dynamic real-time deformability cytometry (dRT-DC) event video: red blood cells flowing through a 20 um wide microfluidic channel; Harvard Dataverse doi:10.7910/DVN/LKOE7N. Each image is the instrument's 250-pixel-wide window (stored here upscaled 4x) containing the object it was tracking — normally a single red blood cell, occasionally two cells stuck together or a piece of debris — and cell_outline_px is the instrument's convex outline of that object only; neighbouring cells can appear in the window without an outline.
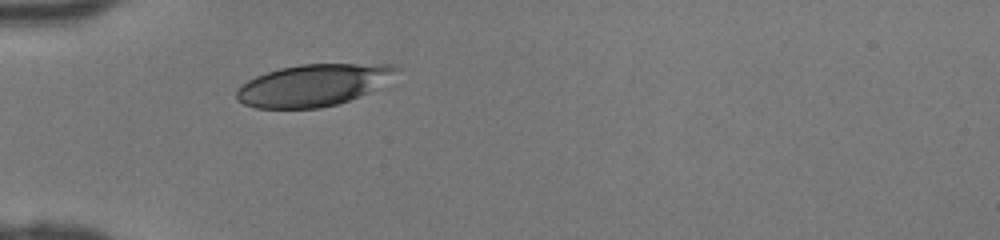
{"species": "human", "species_latin": "Homo sapiens", "temperature_condition": "room temperature", "stored_images_in_passage": 28, "camera_frame_rate_fps": 3000, "um_per_image_px": 0.085, "donor": {"sex": "female"}, "frame": {"image": 1, "passage_image": 1, "time_ms": 0.0, "image_size_px": [1000, 240], "cell_outline_px": [[404, 68], [368, 92], [360, 96], [336, 104], [320, 108], [256, 108], [244, 104], [236, 100], [236, 92], [248, 80], [256, 76], [280, 68], [300, 64], [396, 64]], "centroid_in_image_um": [26.63, 7.23], "position_along_channel_um": 58.4, "area_um2": 38.67}}
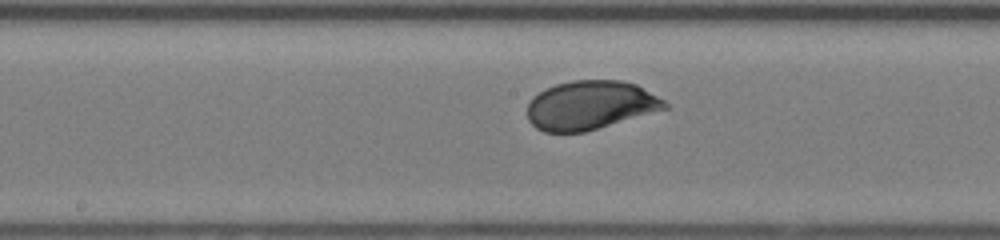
{"frame": {"image": 2, "passage_image": 11, "time_ms": 3.333, "image_size_px": [1000, 240], "cell_outline_px": [[672, 108], [584, 132], [544, 132], [536, 128], [528, 120], [528, 104], [532, 96], [556, 84], [572, 80], [620, 80], [636, 84], [664, 100]], "centroid_in_image_um": [50.21, 8.95], "position_along_channel_um": 198.0, "area_um2": 39.3}}
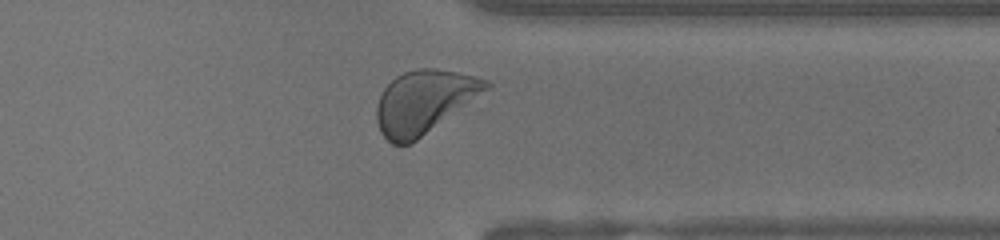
{"frame": {"image": 3, "passage_image": 23, "time_ms": 7.333, "image_size_px": [1000, 240], "cell_outline_px": [[492, 88], [416, 140], [408, 144], [392, 144], [380, 132], [376, 120], [376, 104], [384, 88], [396, 76], [404, 72], [416, 68], [436, 68], [456, 72], [488, 80], [492, 84]], "centroid_in_image_um": [36.05, 8.64], "position_along_channel_um": 375.3, "area_um2": 40.17}}